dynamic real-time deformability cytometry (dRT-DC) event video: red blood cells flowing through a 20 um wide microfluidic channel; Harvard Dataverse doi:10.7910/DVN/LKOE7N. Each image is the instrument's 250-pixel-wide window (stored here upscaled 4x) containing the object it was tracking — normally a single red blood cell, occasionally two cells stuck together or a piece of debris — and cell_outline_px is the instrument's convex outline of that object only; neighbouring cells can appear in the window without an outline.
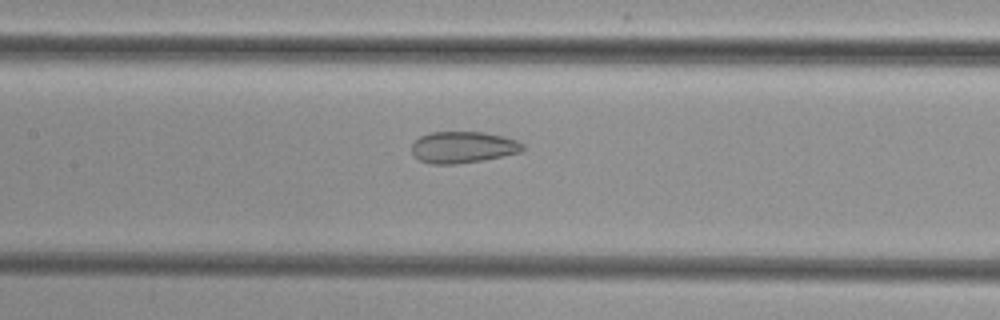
{"species": "common noctule bat (a hibernating species)", "species_latin": "Nyctalus noctula", "temperature_condition": "cold", "stored_images_in_passage": 52, "camera_frame_rate_fps": 3000, "um_per_image_px": 0.085, "animal": {"sex": "female", "body_mass_g": 29.2, "forearm_length_mm": 56.3}, "frame": {"image": 1, "passage_image": 25, "time_ms": 8.0, "image_size_px": [1000, 320], "cell_outline_px": [[524, 148], [520, 152], [480, 160], [456, 164], [432, 164], [420, 160], [412, 152], [412, 144], [420, 136], [428, 132], [484, 132], [504, 136], [516, 140], [524, 144]], "centroid_in_image_um": [39.34, 12.5], "position_along_channel_um": 168.1, "area_um2": 20.23}}
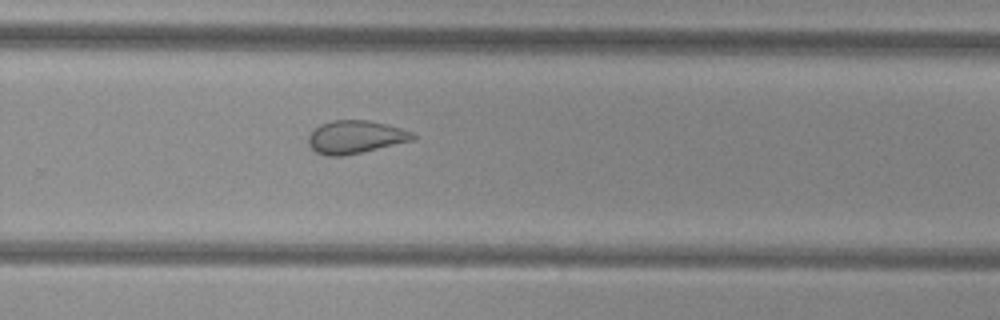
{"frame": {"image": 2, "passage_image": 35, "time_ms": 11.333, "image_size_px": [1000, 320], "cell_outline_px": [[416, 140], [344, 156], [324, 156], [316, 152], [308, 144], [308, 136], [320, 124], [332, 120], [368, 120], [388, 124], [404, 128], [412, 132], [416, 136]], "centroid_in_image_um": [30.25, 11.65], "position_along_channel_um": 299.6, "area_um2": 20.35}}
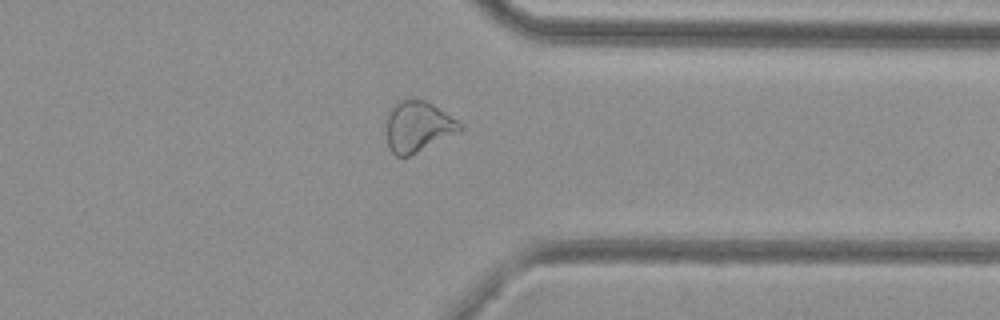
{"frame": {"image": 3, "passage_image": 41, "time_ms": 13.333, "image_size_px": [1000, 320], "cell_outline_px": [[464, 128], [408, 156], [396, 156], [388, 148], [388, 116], [392, 108], [400, 100], [424, 100], [432, 104], [460, 120], [464, 124]], "centroid_in_image_um": [35.56, 10.75], "position_along_channel_um": 375.8, "area_um2": 21.1}}